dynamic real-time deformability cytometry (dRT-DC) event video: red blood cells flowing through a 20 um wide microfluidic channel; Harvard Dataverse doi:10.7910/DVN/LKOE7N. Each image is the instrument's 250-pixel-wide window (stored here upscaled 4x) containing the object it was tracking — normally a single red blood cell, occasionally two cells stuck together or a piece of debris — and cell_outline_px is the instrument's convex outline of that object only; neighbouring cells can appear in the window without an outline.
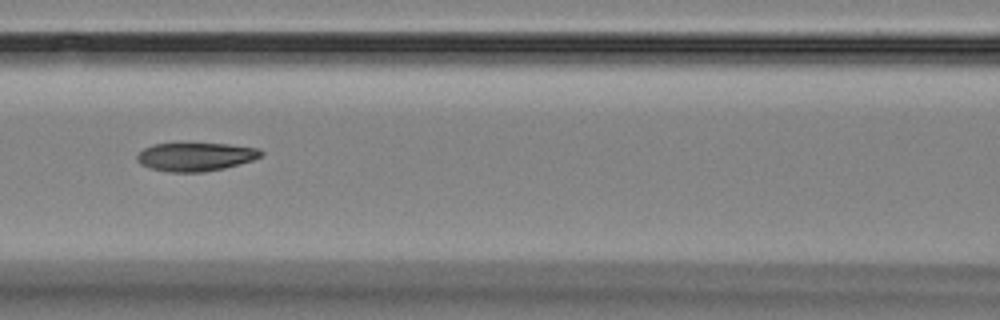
{"species": "Egyptian fruit bat (a non-hibernating species)", "species_latin": "Rousettus aegyptiacus", "temperature_condition": "room temperature", "stored_images_in_passage": 4, "camera_frame_rate_fps": 3000, "um_per_image_px": 0.085, "animal": {"sex": "female"}, "frame": {"image": 1, "passage_image": 3, "time_ms": 2.333, "image_size_px": [1000, 320], "cell_outline_px": [[264, 152], [260, 156], [252, 160], [224, 168], [204, 172], [172, 172], [152, 168], [140, 164], [136, 160], [136, 156], [144, 148], [152, 144], [228, 144], [256, 148]], "centroid_in_image_um": [16.6, 13.33], "position_along_channel_um": 150.0, "area_um2": 20.23}}
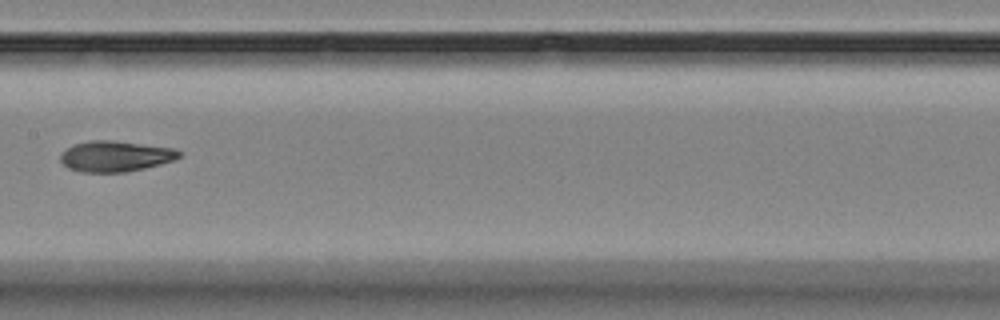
{"frame": {"image": 2, "passage_image": 4, "time_ms": 3.667, "image_size_px": [1000, 320], "cell_outline_px": [[180, 156], [172, 160], [160, 164], [144, 168], [124, 172], [80, 172], [68, 168], [60, 160], [60, 156], [72, 144], [88, 140], [112, 140], [172, 148], [180, 152]], "centroid_in_image_um": [9.76, 13.28], "position_along_channel_um": 197.6, "area_um2": 21.04}}